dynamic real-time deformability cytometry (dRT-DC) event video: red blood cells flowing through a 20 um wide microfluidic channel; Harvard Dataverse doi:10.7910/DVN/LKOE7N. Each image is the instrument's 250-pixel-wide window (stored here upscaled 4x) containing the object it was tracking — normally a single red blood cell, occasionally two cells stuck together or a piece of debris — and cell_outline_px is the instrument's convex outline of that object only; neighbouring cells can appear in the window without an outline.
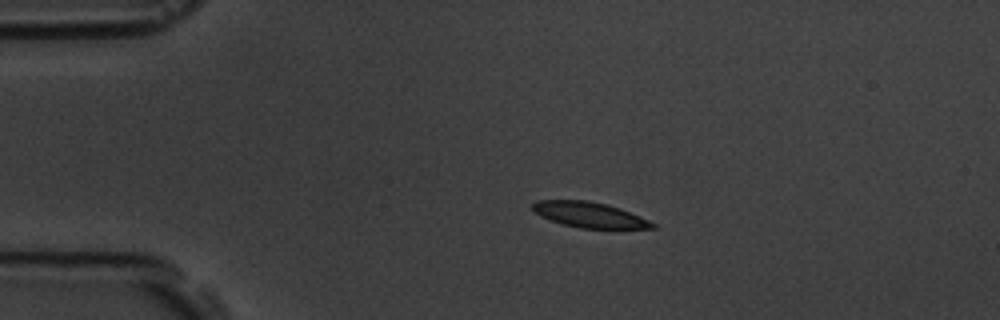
{"species": "common noctule bat (a hibernating species)", "species_latin": "Nyctalus noctula", "temperature_condition": "room temperature", "stored_images_in_passage": 6, "camera_frame_rate_fps": 3000, "um_per_image_px": 0.085, "animal": {"sex": "male", "body_mass_g": 19.5, "forearm_length_mm": 54.6}, "frame": {"image": 1, "passage_image": 3, "time_ms": 2.333, "image_size_px": [1000, 320], "cell_outline_px": [[656, 228], [580, 228], [564, 224], [540, 216], [532, 208], [532, 204], [536, 200], [588, 200], [608, 204], [620, 208], [648, 220], [656, 224]], "centroid_in_image_um": [50.1, 18.24], "position_along_channel_um": 34.9, "area_um2": 17.57}}
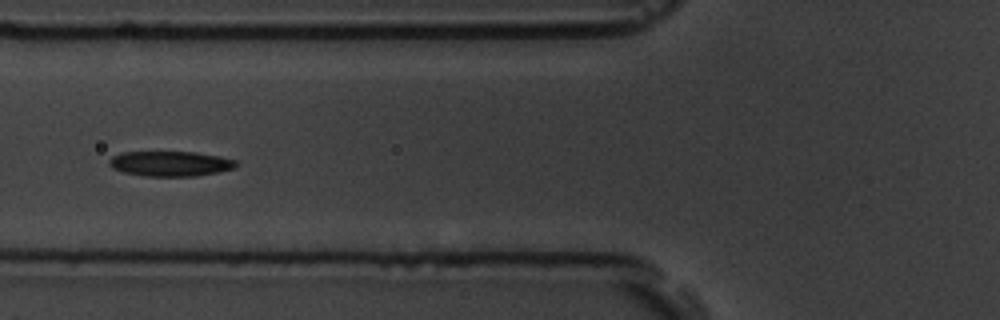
{"frame": {"image": 2, "passage_image": 6, "time_ms": 5.667, "image_size_px": [1000, 320], "cell_outline_px": [[236, 168], [196, 176], [144, 176], [124, 172], [112, 168], [108, 164], [108, 160], [112, 156], [124, 152], [196, 152], [220, 156], [236, 160]], "centroid_in_image_um": [14.47, 13.91], "position_along_channel_um": 111.3, "area_um2": 18.55}}